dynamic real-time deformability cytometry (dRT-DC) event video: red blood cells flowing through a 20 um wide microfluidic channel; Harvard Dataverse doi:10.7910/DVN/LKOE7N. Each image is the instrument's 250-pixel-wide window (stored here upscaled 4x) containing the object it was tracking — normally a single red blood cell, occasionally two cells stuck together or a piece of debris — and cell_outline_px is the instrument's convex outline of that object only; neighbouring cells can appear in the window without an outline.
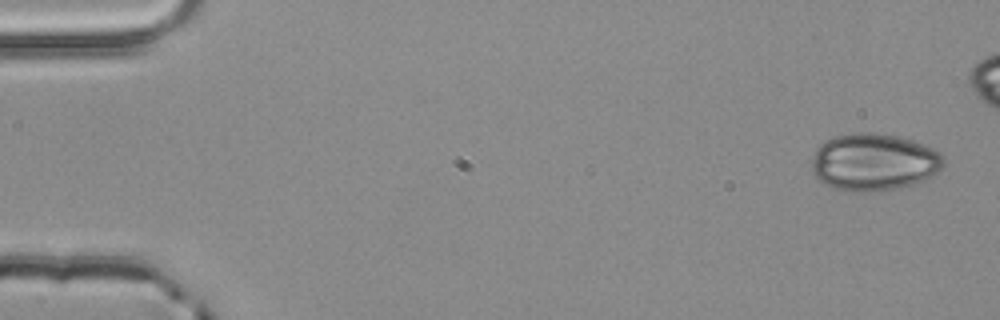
{"species": "common noctule bat (a hibernating species)", "species_latin": "Nyctalus noctula", "temperature_condition": "room temperature", "stored_images_in_passage": 3, "camera_frame_rate_fps": 3000, "um_per_image_px": 0.085, "animal": {"sex": "male", "body_mass_g": 20.4}, "frame": {"image": 1, "passage_image": 1, "time_ms": 0.0, "image_size_px": [1000, 320], "cell_outline_px": [[944, 164], [936, 172], [924, 180], [900, 188], [868, 192], [852, 192], [836, 188], [824, 184], [812, 172], [812, 160], [816, 148], [824, 140], [836, 136], [856, 132], [872, 132], [896, 136], [912, 140], [932, 148], [940, 152], [944, 156]], "centroid_in_image_um": [74.26, 13.77], "position_along_channel_um": 10.7, "area_um2": 44.04}}